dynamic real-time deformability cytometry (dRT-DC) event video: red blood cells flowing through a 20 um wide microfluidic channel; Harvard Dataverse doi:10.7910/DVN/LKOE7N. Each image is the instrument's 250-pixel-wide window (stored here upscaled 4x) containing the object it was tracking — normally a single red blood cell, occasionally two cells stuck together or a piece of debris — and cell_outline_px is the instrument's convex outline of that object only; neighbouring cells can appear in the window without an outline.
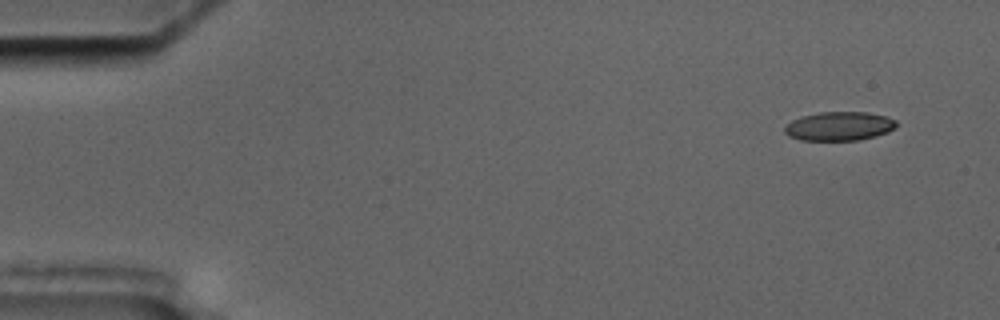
{"species": "common noctule bat (a hibernating species)", "species_latin": "Nyctalus noctula", "temperature_condition": "cold", "stored_images_in_passage": 5, "camera_frame_rate_fps": 3000, "um_per_image_px": 0.085, "animal": {"sex": "male", "body_mass_g": 17.5, "forearm_length_mm": 52.3}, "frame": {"image": 1, "passage_image": 1, "time_ms": 0.0, "image_size_px": [1000, 320], "cell_outline_px": [[896, 128], [888, 132], [876, 136], [860, 140], [800, 140], [788, 136], [784, 132], [784, 128], [792, 120], [800, 116], [820, 112], [868, 112], [888, 116], [896, 120]], "centroid_in_image_um": [71.35, 10.72], "position_along_channel_um": 13.6, "area_um2": 19.02}}